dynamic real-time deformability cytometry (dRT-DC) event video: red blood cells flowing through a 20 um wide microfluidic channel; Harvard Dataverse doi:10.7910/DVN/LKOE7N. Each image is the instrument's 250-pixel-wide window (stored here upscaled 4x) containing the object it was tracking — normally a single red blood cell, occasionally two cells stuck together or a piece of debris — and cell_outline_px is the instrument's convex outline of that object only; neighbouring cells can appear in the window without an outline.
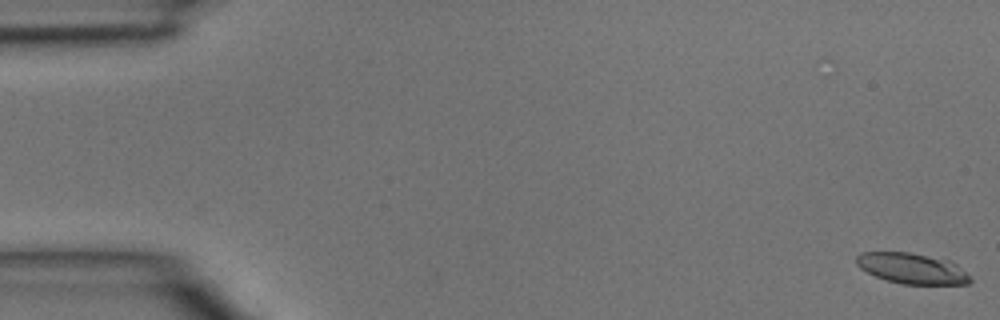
{"species": "common noctule bat (a hibernating species)", "species_latin": "Nyctalus noctula", "temperature_condition": "room temperature", "stored_images_in_passage": 45, "camera_frame_rate_fps": 3000, "um_per_image_px": 0.085, "animal": {"sex": "male", "body_mass_g": 15.6}, "frame": {"image": 1, "passage_image": 1, "time_ms": 0.0, "image_size_px": [1000, 320], "cell_outline_px": [[972, 280], [968, 284], [900, 284], [876, 276], [860, 268], [856, 264], [856, 256], [860, 252], [908, 252], [948, 260], [956, 264], [972, 276]], "centroid_in_image_um": [77.54, 22.82], "position_along_channel_um": 7.5, "area_um2": 20.29}}
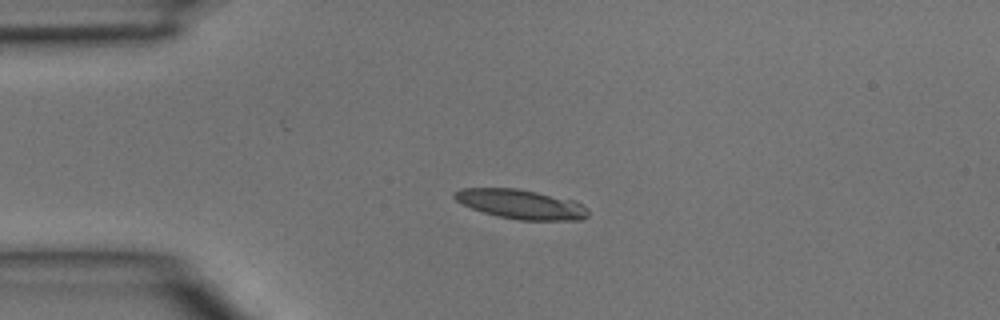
{"frame": {"image": 2, "passage_image": 11, "time_ms": 3.333, "image_size_px": [1000, 320], "cell_outline_px": [[588, 216], [580, 220], [520, 220], [496, 216], [472, 208], [456, 200], [452, 196], [452, 192], [460, 188], [516, 188], [536, 192], [572, 200], [588, 208]], "centroid_in_image_um": [44.25, 17.36], "position_along_channel_um": 40.8, "area_um2": 22.77}}
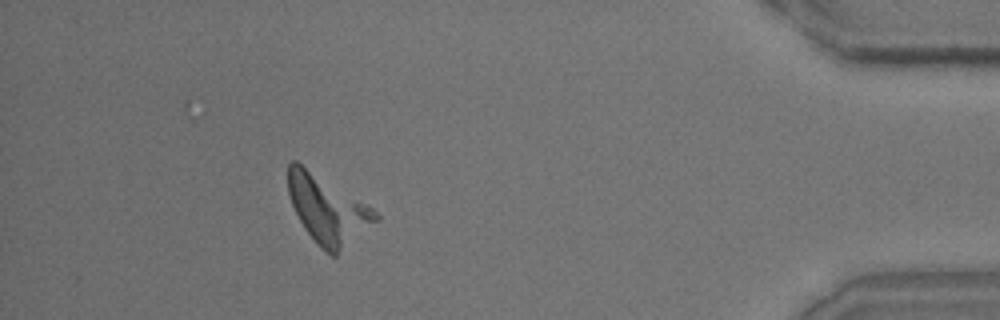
{"frame": {"image": 3, "passage_image": 41, "time_ms": 13.333, "image_size_px": [1000, 320], "cell_outline_px": [[380, 220], [336, 256], [332, 256], [304, 228], [292, 204], [288, 192], [288, 164], [292, 160], [296, 160], [372, 208], [380, 216]], "centroid_in_image_um": [27.86, 17.8], "position_along_channel_um": 407.3, "area_um2": 33.87}}